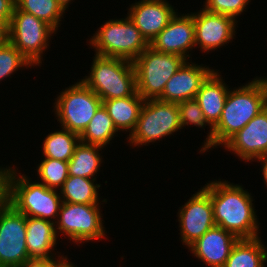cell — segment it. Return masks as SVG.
Instances as JSON below:
<instances>
[{"label": "cell", "instance_id": "obj_5", "mask_svg": "<svg viewBox=\"0 0 267 267\" xmlns=\"http://www.w3.org/2000/svg\"><path fill=\"white\" fill-rule=\"evenodd\" d=\"M88 42L91 48L95 49L96 55L131 62L149 46L127 15L122 19L115 18L104 22Z\"/></svg>", "mask_w": 267, "mask_h": 267}, {"label": "cell", "instance_id": "obj_35", "mask_svg": "<svg viewBox=\"0 0 267 267\" xmlns=\"http://www.w3.org/2000/svg\"><path fill=\"white\" fill-rule=\"evenodd\" d=\"M9 23L10 20L0 18V46L9 42Z\"/></svg>", "mask_w": 267, "mask_h": 267}, {"label": "cell", "instance_id": "obj_14", "mask_svg": "<svg viewBox=\"0 0 267 267\" xmlns=\"http://www.w3.org/2000/svg\"><path fill=\"white\" fill-rule=\"evenodd\" d=\"M149 46L157 51L191 60L189 52L196 47L193 12L180 15L177 12Z\"/></svg>", "mask_w": 267, "mask_h": 267}, {"label": "cell", "instance_id": "obj_21", "mask_svg": "<svg viewBox=\"0 0 267 267\" xmlns=\"http://www.w3.org/2000/svg\"><path fill=\"white\" fill-rule=\"evenodd\" d=\"M145 100L136 92L133 96L102 101V105L120 132L134 131Z\"/></svg>", "mask_w": 267, "mask_h": 267}, {"label": "cell", "instance_id": "obj_24", "mask_svg": "<svg viewBox=\"0 0 267 267\" xmlns=\"http://www.w3.org/2000/svg\"><path fill=\"white\" fill-rule=\"evenodd\" d=\"M96 179L68 176L60 189L63 202L100 205L99 188L101 184H95Z\"/></svg>", "mask_w": 267, "mask_h": 267}, {"label": "cell", "instance_id": "obj_32", "mask_svg": "<svg viewBox=\"0 0 267 267\" xmlns=\"http://www.w3.org/2000/svg\"><path fill=\"white\" fill-rule=\"evenodd\" d=\"M13 167L0 166V207L9 203V179Z\"/></svg>", "mask_w": 267, "mask_h": 267}, {"label": "cell", "instance_id": "obj_2", "mask_svg": "<svg viewBox=\"0 0 267 267\" xmlns=\"http://www.w3.org/2000/svg\"><path fill=\"white\" fill-rule=\"evenodd\" d=\"M267 107V78L255 77L238 88H230L219 122L212 128V148L224 145Z\"/></svg>", "mask_w": 267, "mask_h": 267}, {"label": "cell", "instance_id": "obj_6", "mask_svg": "<svg viewBox=\"0 0 267 267\" xmlns=\"http://www.w3.org/2000/svg\"><path fill=\"white\" fill-rule=\"evenodd\" d=\"M177 103L158 99L145 100L134 131L127 137L130 146H148L181 131Z\"/></svg>", "mask_w": 267, "mask_h": 267}, {"label": "cell", "instance_id": "obj_33", "mask_svg": "<svg viewBox=\"0 0 267 267\" xmlns=\"http://www.w3.org/2000/svg\"><path fill=\"white\" fill-rule=\"evenodd\" d=\"M63 256H64L63 254L62 255L60 254L58 255V258H56L57 256H55L50 259H29L21 267H55V264Z\"/></svg>", "mask_w": 267, "mask_h": 267}, {"label": "cell", "instance_id": "obj_29", "mask_svg": "<svg viewBox=\"0 0 267 267\" xmlns=\"http://www.w3.org/2000/svg\"><path fill=\"white\" fill-rule=\"evenodd\" d=\"M40 183L49 189L60 190L68 178V162L44 158L37 166ZM60 187V188H59Z\"/></svg>", "mask_w": 267, "mask_h": 267}, {"label": "cell", "instance_id": "obj_31", "mask_svg": "<svg viewBox=\"0 0 267 267\" xmlns=\"http://www.w3.org/2000/svg\"><path fill=\"white\" fill-rule=\"evenodd\" d=\"M251 0H205L203 9L210 13L222 14L237 21Z\"/></svg>", "mask_w": 267, "mask_h": 267}, {"label": "cell", "instance_id": "obj_17", "mask_svg": "<svg viewBox=\"0 0 267 267\" xmlns=\"http://www.w3.org/2000/svg\"><path fill=\"white\" fill-rule=\"evenodd\" d=\"M195 63L186 60L166 82L164 91L158 100L178 104L196 98L202 83L214 69H210L211 67L207 65L203 66L204 64L198 65V63Z\"/></svg>", "mask_w": 267, "mask_h": 267}, {"label": "cell", "instance_id": "obj_19", "mask_svg": "<svg viewBox=\"0 0 267 267\" xmlns=\"http://www.w3.org/2000/svg\"><path fill=\"white\" fill-rule=\"evenodd\" d=\"M58 236L55 223L26 216V247L30 259H50L58 256L53 253L57 250L55 248Z\"/></svg>", "mask_w": 267, "mask_h": 267}, {"label": "cell", "instance_id": "obj_7", "mask_svg": "<svg viewBox=\"0 0 267 267\" xmlns=\"http://www.w3.org/2000/svg\"><path fill=\"white\" fill-rule=\"evenodd\" d=\"M186 61L182 56L163 53L148 46L134 61L137 93L144 99H158L166 82Z\"/></svg>", "mask_w": 267, "mask_h": 267}, {"label": "cell", "instance_id": "obj_27", "mask_svg": "<svg viewBox=\"0 0 267 267\" xmlns=\"http://www.w3.org/2000/svg\"><path fill=\"white\" fill-rule=\"evenodd\" d=\"M15 4L18 10L33 14L56 32L62 24L64 13L58 7L57 0H15Z\"/></svg>", "mask_w": 267, "mask_h": 267}, {"label": "cell", "instance_id": "obj_15", "mask_svg": "<svg viewBox=\"0 0 267 267\" xmlns=\"http://www.w3.org/2000/svg\"><path fill=\"white\" fill-rule=\"evenodd\" d=\"M222 147L245 163L267 154V107Z\"/></svg>", "mask_w": 267, "mask_h": 267}, {"label": "cell", "instance_id": "obj_10", "mask_svg": "<svg viewBox=\"0 0 267 267\" xmlns=\"http://www.w3.org/2000/svg\"><path fill=\"white\" fill-rule=\"evenodd\" d=\"M100 209L99 205L63 202L55 222L57 235H66L74 244L104 239L107 232Z\"/></svg>", "mask_w": 267, "mask_h": 267}, {"label": "cell", "instance_id": "obj_38", "mask_svg": "<svg viewBox=\"0 0 267 267\" xmlns=\"http://www.w3.org/2000/svg\"><path fill=\"white\" fill-rule=\"evenodd\" d=\"M73 0H57L58 2V7L61 9V11L63 13H65V10L68 9V5H70V3L72 2Z\"/></svg>", "mask_w": 267, "mask_h": 267}, {"label": "cell", "instance_id": "obj_26", "mask_svg": "<svg viewBox=\"0 0 267 267\" xmlns=\"http://www.w3.org/2000/svg\"><path fill=\"white\" fill-rule=\"evenodd\" d=\"M46 135L42 144L44 158L68 162L74 154L75 147L80 142L77 133L61 128Z\"/></svg>", "mask_w": 267, "mask_h": 267}, {"label": "cell", "instance_id": "obj_36", "mask_svg": "<svg viewBox=\"0 0 267 267\" xmlns=\"http://www.w3.org/2000/svg\"><path fill=\"white\" fill-rule=\"evenodd\" d=\"M255 162L261 163L262 167V175L264 179V183L267 188V154H264L263 156H260L254 160Z\"/></svg>", "mask_w": 267, "mask_h": 267}, {"label": "cell", "instance_id": "obj_3", "mask_svg": "<svg viewBox=\"0 0 267 267\" xmlns=\"http://www.w3.org/2000/svg\"><path fill=\"white\" fill-rule=\"evenodd\" d=\"M91 65L89 75L80 80L102 101L133 96L137 92L133 62L94 54Z\"/></svg>", "mask_w": 267, "mask_h": 267}, {"label": "cell", "instance_id": "obj_23", "mask_svg": "<svg viewBox=\"0 0 267 267\" xmlns=\"http://www.w3.org/2000/svg\"><path fill=\"white\" fill-rule=\"evenodd\" d=\"M102 149L104 147L99 145L79 142L68 161V175L96 179L95 175L103 162V156L99 153Z\"/></svg>", "mask_w": 267, "mask_h": 267}, {"label": "cell", "instance_id": "obj_12", "mask_svg": "<svg viewBox=\"0 0 267 267\" xmlns=\"http://www.w3.org/2000/svg\"><path fill=\"white\" fill-rule=\"evenodd\" d=\"M181 242L187 248L216 226L209 193L202 187L178 210Z\"/></svg>", "mask_w": 267, "mask_h": 267}, {"label": "cell", "instance_id": "obj_9", "mask_svg": "<svg viewBox=\"0 0 267 267\" xmlns=\"http://www.w3.org/2000/svg\"><path fill=\"white\" fill-rule=\"evenodd\" d=\"M57 32L33 14L14 9L9 23V42L32 64L42 65L43 52L48 50L49 40Z\"/></svg>", "mask_w": 267, "mask_h": 267}, {"label": "cell", "instance_id": "obj_37", "mask_svg": "<svg viewBox=\"0 0 267 267\" xmlns=\"http://www.w3.org/2000/svg\"><path fill=\"white\" fill-rule=\"evenodd\" d=\"M68 257L63 256L56 264L55 267H77L75 266Z\"/></svg>", "mask_w": 267, "mask_h": 267}, {"label": "cell", "instance_id": "obj_8", "mask_svg": "<svg viewBox=\"0 0 267 267\" xmlns=\"http://www.w3.org/2000/svg\"><path fill=\"white\" fill-rule=\"evenodd\" d=\"M68 87L55 98L53 111L61 128L80 135L102 105V100L81 80Z\"/></svg>", "mask_w": 267, "mask_h": 267}, {"label": "cell", "instance_id": "obj_30", "mask_svg": "<svg viewBox=\"0 0 267 267\" xmlns=\"http://www.w3.org/2000/svg\"><path fill=\"white\" fill-rule=\"evenodd\" d=\"M33 64L10 42L0 46V81Z\"/></svg>", "mask_w": 267, "mask_h": 267}, {"label": "cell", "instance_id": "obj_1", "mask_svg": "<svg viewBox=\"0 0 267 267\" xmlns=\"http://www.w3.org/2000/svg\"><path fill=\"white\" fill-rule=\"evenodd\" d=\"M219 180V181H218ZM210 181L203 188L209 193L213 206L214 221L238 239L259 237V221L253 197L244 187L228 181Z\"/></svg>", "mask_w": 267, "mask_h": 267}, {"label": "cell", "instance_id": "obj_25", "mask_svg": "<svg viewBox=\"0 0 267 267\" xmlns=\"http://www.w3.org/2000/svg\"><path fill=\"white\" fill-rule=\"evenodd\" d=\"M118 132L107 110L101 105L85 130L79 135L80 142L105 148L115 136H118L116 135Z\"/></svg>", "mask_w": 267, "mask_h": 267}, {"label": "cell", "instance_id": "obj_4", "mask_svg": "<svg viewBox=\"0 0 267 267\" xmlns=\"http://www.w3.org/2000/svg\"><path fill=\"white\" fill-rule=\"evenodd\" d=\"M18 172L14 165L9 179V203L25 216L55 223L63 203L60 192Z\"/></svg>", "mask_w": 267, "mask_h": 267}, {"label": "cell", "instance_id": "obj_34", "mask_svg": "<svg viewBox=\"0 0 267 267\" xmlns=\"http://www.w3.org/2000/svg\"><path fill=\"white\" fill-rule=\"evenodd\" d=\"M15 7V0H0V18L11 20Z\"/></svg>", "mask_w": 267, "mask_h": 267}, {"label": "cell", "instance_id": "obj_22", "mask_svg": "<svg viewBox=\"0 0 267 267\" xmlns=\"http://www.w3.org/2000/svg\"><path fill=\"white\" fill-rule=\"evenodd\" d=\"M260 239H238L223 267H265L267 246Z\"/></svg>", "mask_w": 267, "mask_h": 267}, {"label": "cell", "instance_id": "obj_18", "mask_svg": "<svg viewBox=\"0 0 267 267\" xmlns=\"http://www.w3.org/2000/svg\"><path fill=\"white\" fill-rule=\"evenodd\" d=\"M238 238L227 230L214 226L205 232L188 249L194 257L209 267H223Z\"/></svg>", "mask_w": 267, "mask_h": 267}, {"label": "cell", "instance_id": "obj_13", "mask_svg": "<svg viewBox=\"0 0 267 267\" xmlns=\"http://www.w3.org/2000/svg\"><path fill=\"white\" fill-rule=\"evenodd\" d=\"M195 23V45L204 53L215 51L217 48L228 45L233 41L236 27L235 19L232 17L210 13L200 8L193 13ZM228 43V44H227Z\"/></svg>", "mask_w": 267, "mask_h": 267}, {"label": "cell", "instance_id": "obj_16", "mask_svg": "<svg viewBox=\"0 0 267 267\" xmlns=\"http://www.w3.org/2000/svg\"><path fill=\"white\" fill-rule=\"evenodd\" d=\"M174 8L167 0H140L131 4L127 16L150 44L177 13Z\"/></svg>", "mask_w": 267, "mask_h": 267}, {"label": "cell", "instance_id": "obj_28", "mask_svg": "<svg viewBox=\"0 0 267 267\" xmlns=\"http://www.w3.org/2000/svg\"><path fill=\"white\" fill-rule=\"evenodd\" d=\"M179 109L180 123L181 127L184 129L185 126H196L198 128H205V126H209V132L207 133V137L204 140V144L201 146L200 152L204 153L209 149H212V136L213 129L207 123L204 118L203 111L200 108L198 101L194 99L185 100L177 104Z\"/></svg>", "mask_w": 267, "mask_h": 267}, {"label": "cell", "instance_id": "obj_11", "mask_svg": "<svg viewBox=\"0 0 267 267\" xmlns=\"http://www.w3.org/2000/svg\"><path fill=\"white\" fill-rule=\"evenodd\" d=\"M29 259L26 216L8 203L0 207V267H21Z\"/></svg>", "mask_w": 267, "mask_h": 267}, {"label": "cell", "instance_id": "obj_20", "mask_svg": "<svg viewBox=\"0 0 267 267\" xmlns=\"http://www.w3.org/2000/svg\"><path fill=\"white\" fill-rule=\"evenodd\" d=\"M219 73L216 69L207 77L195 98L203 111L205 120L212 128L220 120L230 89Z\"/></svg>", "mask_w": 267, "mask_h": 267}]
</instances>
